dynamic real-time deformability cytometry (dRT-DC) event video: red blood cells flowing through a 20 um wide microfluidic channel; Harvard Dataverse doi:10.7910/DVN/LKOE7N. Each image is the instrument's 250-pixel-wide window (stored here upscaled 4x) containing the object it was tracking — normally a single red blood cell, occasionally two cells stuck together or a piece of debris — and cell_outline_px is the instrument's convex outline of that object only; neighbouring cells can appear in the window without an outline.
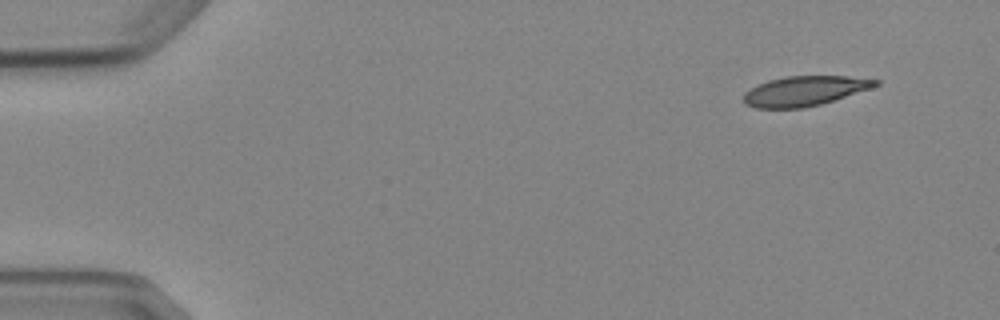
{"species": "Egyptian fruit bat (a non-hibernating species)", "species_latin": "Rousettus aegyptiacus", "temperature_condition": "cold", "stored_images_in_passage": 4, "camera_frame_rate_fps": 3000, "um_per_image_px": 0.085, "animal": {"sex": "female"}, "frame": {"image": 1, "passage_image": 1, "time_ms": 0.0, "image_size_px": [1000, 320], "cell_outline_px": [[880, 84], [872, 88], [820, 104], [804, 108], [756, 108], [744, 104], [744, 92], [756, 84], [768, 80], [784, 76], [848, 76], [880, 80]], "centroid_in_image_um": [68.37, 7.72], "position_along_channel_um": 16.6, "area_um2": 23.0}}
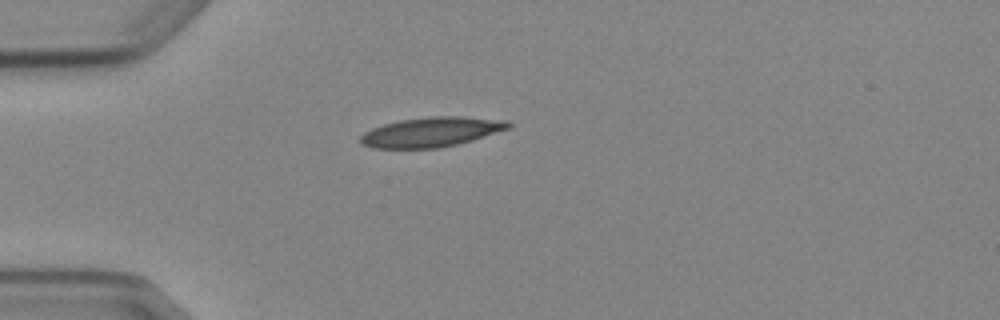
{"frame": {"image": 2, "passage_image": 4, "time_ms": 3.333, "image_size_px": [1000, 320], "cell_outline_px": [[512, 124], [508, 128], [472, 140], [456, 144], [436, 148], [372, 148], [364, 144], [360, 140], [360, 136], [364, 132], [372, 128], [384, 124], [400, 120], [432, 116], [460, 116], [508, 120]], "centroid_in_image_um": [36.66, 11.21], "position_along_channel_um": 48.3, "area_um2": 25.37}}